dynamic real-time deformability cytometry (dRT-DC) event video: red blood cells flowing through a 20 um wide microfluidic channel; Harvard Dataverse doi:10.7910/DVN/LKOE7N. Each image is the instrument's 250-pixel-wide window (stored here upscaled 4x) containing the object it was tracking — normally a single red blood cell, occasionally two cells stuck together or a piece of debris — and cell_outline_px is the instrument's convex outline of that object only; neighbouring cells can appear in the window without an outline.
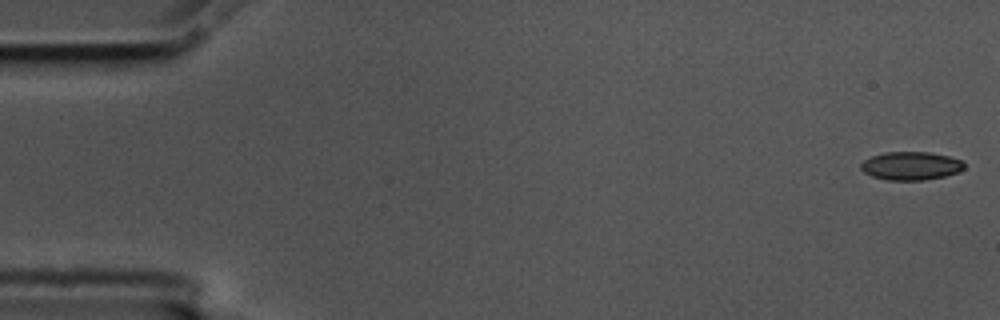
{"species": "common noctule bat (a hibernating species)", "species_latin": "Nyctalus noctula", "temperature_condition": "cold", "stored_images_in_passage": 57, "camera_frame_rate_fps": 3000, "um_per_image_px": 0.085, "animal": {"sex": "male", "body_mass_g": 17.5, "forearm_length_mm": 52.3}, "frame": {"image": 1, "passage_image": 1, "time_ms": 0.0, "image_size_px": [1000, 320], "cell_outline_px": [[964, 168], [956, 172], [944, 176], [924, 180], [888, 180], [872, 176], [864, 172], [860, 168], [860, 164], [864, 160], [872, 156], [884, 152], [928, 152], [948, 156], [964, 160]], "centroid_in_image_um": [77.42, 14.09], "position_along_channel_um": 7.6, "area_um2": 16.99}}
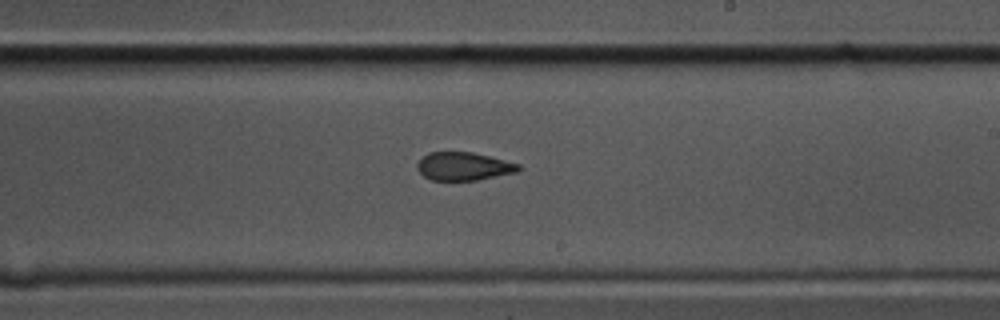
{"frame": {"image": 2, "passage_image": 33, "time_ms": 10.667, "image_size_px": [1000, 320], "cell_outline_px": [[520, 168], [516, 172], [476, 180], [432, 180], [424, 176], [416, 168], [416, 164], [428, 152], [472, 152], [520, 164]], "centroid_in_image_um": [39.38, 14.13], "position_along_channel_um": 249.6, "area_um2": 16.42}}
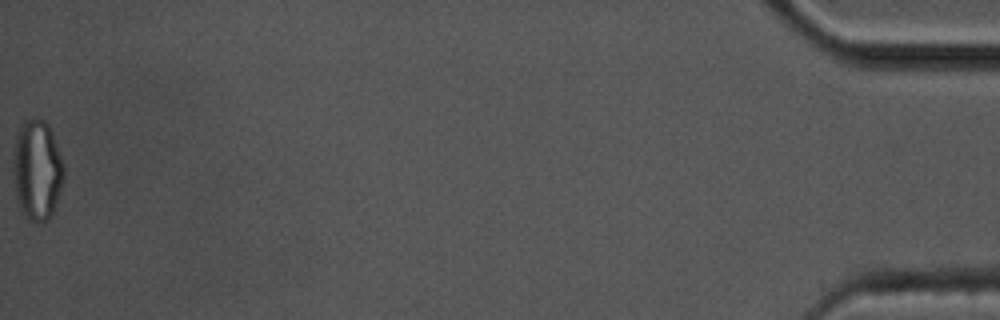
{"frame": {"image": 3, "passage_image": 57, "time_ms": 18.667, "image_size_px": [1000, 320], "cell_outline_px": [[64, 176], [52, 216], [48, 220], [36, 224], [28, 220], [20, 208], [16, 196], [12, 172], [12, 156], [16, 136], [20, 124], [24, 120], [36, 116], [44, 120], [48, 124], [52, 132], [64, 164]], "centroid_in_image_um": [3.13, 14.43], "position_along_channel_um": 432.1, "area_um2": 30.29}, "authors_computed_cell_mechanics": {"area_um2": 18.0336, "velocity_mm_per_s": 3.5464, "shape_relaxation_time_tau1_ms": null, "shape_relaxation_time_tau2_ms": 2.0764, "deformation_change_tau1": null, "deformation_change_tau2": 0.0827}}